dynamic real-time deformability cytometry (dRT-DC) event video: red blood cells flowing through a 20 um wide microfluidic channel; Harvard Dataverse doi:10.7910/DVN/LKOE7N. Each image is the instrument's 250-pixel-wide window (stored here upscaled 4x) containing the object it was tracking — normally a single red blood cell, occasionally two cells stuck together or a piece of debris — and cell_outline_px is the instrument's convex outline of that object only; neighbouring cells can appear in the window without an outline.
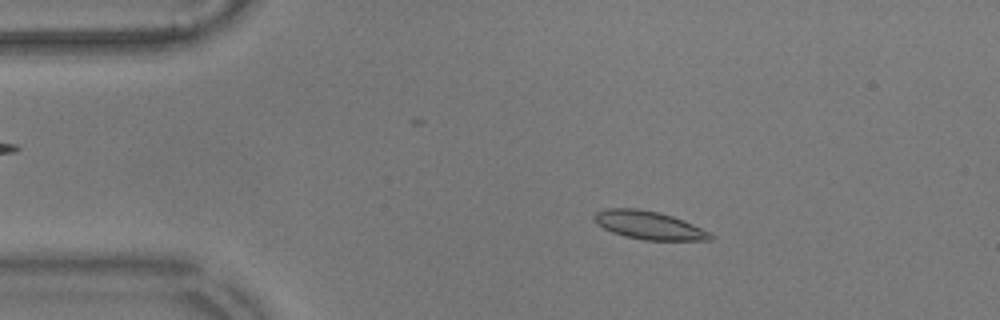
{"species": "common noctule bat (a hibernating species)", "species_latin": "Nyctalus noctula", "temperature_condition": "warm", "stored_images_in_passage": 49, "camera_frame_rate_fps": 3000, "um_per_image_px": 0.085, "animal": {"sex": "male", "body_mass_g": 17.9}, "frame": {"image": 1, "passage_image": 3, "time_ms": 0.667, "image_size_px": [1000, 320], "cell_outline_px": [[716, 236], [712, 240], [644, 240], [624, 236], [612, 232], [596, 224], [592, 216], [596, 212], [604, 208], [636, 208], [656, 212], [672, 216], [684, 220]], "centroid_in_image_um": [55.12, 19.14], "position_along_channel_um": 29.9, "area_um2": 19.07}}
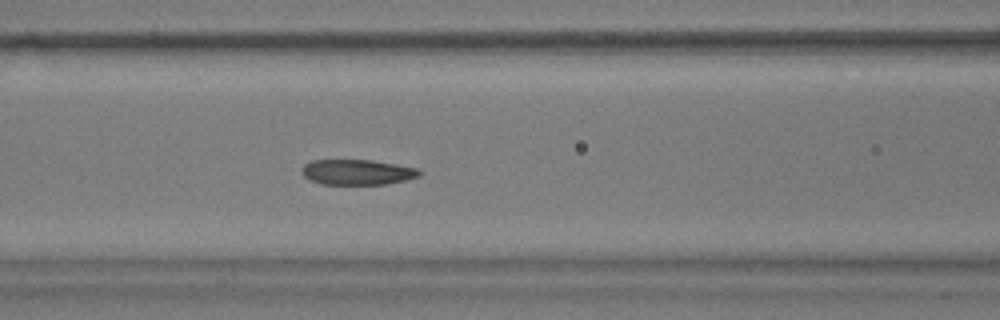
{"frame": {"image": 2, "passage_image": 16, "time_ms": 5.0, "image_size_px": [1000, 320], "cell_outline_px": [[424, 172], [420, 176], [404, 180], [384, 184], [320, 184], [308, 180], [300, 172], [300, 168], [304, 164], [312, 160], [372, 160], [396, 164], [416, 168]], "centroid_in_image_um": [30.32, 14.63], "position_along_channel_um": 136.3, "area_um2": 17.51}}
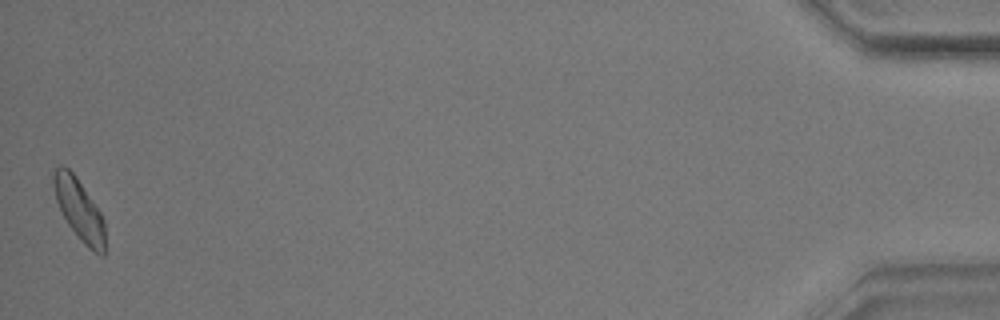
{"frame": {"image": 3, "passage_image": 49, "time_ms": 16.0, "image_size_px": [1000, 320], "cell_outline_px": [[104, 256], [100, 256], [92, 252], [80, 240], [68, 224], [56, 200], [52, 184], [52, 176], [56, 168], [60, 164], [64, 164], [76, 176], [100, 212], [104, 220]], "centroid_in_image_um": [6.72, 17.81], "position_along_channel_um": 428.5, "area_um2": 18.32}, "authors_computed_cell_mechanics": {"area_um2": 18.1492, "velocity_mm_per_s": 3.5288, "shape_relaxation_time_tau1_ms": 4.6916, "shape_relaxation_time_tau2_ms": 4.5681, "deformation_change_tau1": 0.1387, "deformation_change_tau2": 0.1132}}